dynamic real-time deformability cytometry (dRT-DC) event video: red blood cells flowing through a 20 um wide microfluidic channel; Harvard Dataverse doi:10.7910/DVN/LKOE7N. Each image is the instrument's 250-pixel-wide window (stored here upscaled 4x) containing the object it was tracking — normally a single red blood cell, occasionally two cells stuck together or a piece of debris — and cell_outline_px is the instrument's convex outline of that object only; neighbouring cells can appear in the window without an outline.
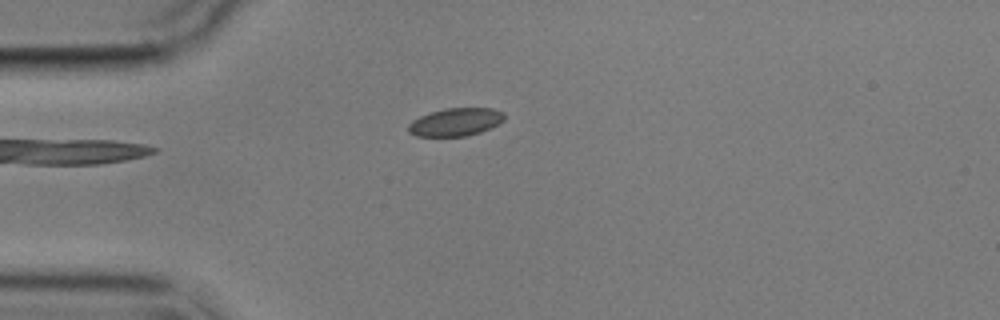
{"species": "common noctule bat (a hibernating species)", "species_latin": "Nyctalus noctula", "temperature_condition": "cold", "stored_images_in_passage": 3, "camera_frame_rate_fps": 3000, "um_per_image_px": 0.085, "animal": {"sex": "male", "body_mass_g": 17.9}, "frame": {"image": 1, "passage_image": 3, "time_ms": 3.333, "image_size_px": [1000, 320], "cell_outline_px": [[504, 120], [480, 132], [464, 136], [416, 136], [408, 132], [408, 124], [412, 120], [420, 116], [444, 108], [492, 108], [504, 112]], "centroid_in_image_um": [38.69, 10.36], "position_along_channel_um": 46.3, "area_um2": 15.49}}